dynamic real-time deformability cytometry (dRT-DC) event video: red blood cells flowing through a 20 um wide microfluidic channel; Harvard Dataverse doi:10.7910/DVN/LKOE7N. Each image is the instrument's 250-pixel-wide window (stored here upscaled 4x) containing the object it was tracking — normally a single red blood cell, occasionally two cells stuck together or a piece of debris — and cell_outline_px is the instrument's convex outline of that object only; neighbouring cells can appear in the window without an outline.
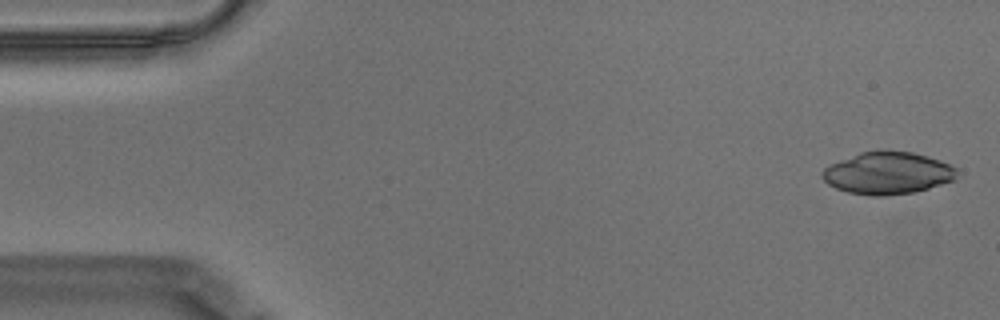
{"species": "Egyptian fruit bat (a non-hibernating species)", "species_latin": "Rousettus aegyptiacus", "temperature_condition": "warm", "stored_images_in_passage": 56, "camera_frame_rate_fps": 3000, "um_per_image_px": 0.085, "animal": {"sex": "male"}, "frame": {"image": 1, "passage_image": 2, "time_ms": 0.333, "image_size_px": [1000, 320], "cell_outline_px": [[956, 176], [952, 180], [928, 188], [912, 192], [884, 196], [872, 196], [848, 192], [836, 188], [828, 184], [820, 176], [820, 172], [824, 168], [832, 164], [860, 152], [876, 148], [912, 152], [928, 156], [940, 160], [956, 168]], "centroid_in_image_um": [75.41, 14.69], "position_along_channel_um": 9.6, "area_um2": 33.23}}